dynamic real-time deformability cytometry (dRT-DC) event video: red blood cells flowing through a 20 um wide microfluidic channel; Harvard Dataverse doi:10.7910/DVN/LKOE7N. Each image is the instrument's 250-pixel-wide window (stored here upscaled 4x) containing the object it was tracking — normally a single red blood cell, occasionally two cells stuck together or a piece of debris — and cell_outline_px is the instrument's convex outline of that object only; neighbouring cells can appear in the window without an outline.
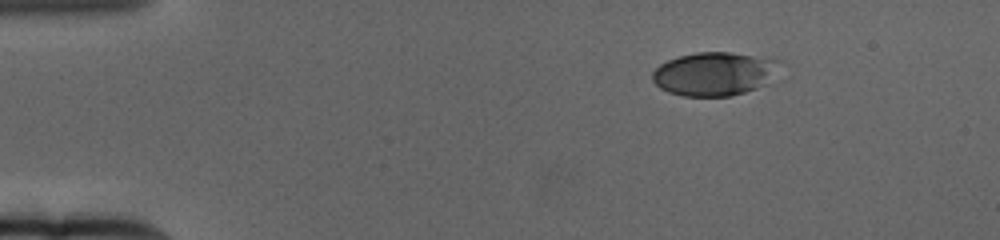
{"species": "human", "species_latin": "Homo sapiens", "temperature_condition": "cold", "stored_images_in_passage": 57, "camera_frame_rate_fps": 3000, "um_per_image_px": 0.085, "donor": {"sex": "female"}, "frame": {"image": 1, "passage_image": 1, "time_ms": 0.0, "image_size_px": [1000, 240], "cell_outline_px": [[784, 60], [764, 84], [756, 88], [744, 92], [728, 96], [684, 96], [668, 92], [660, 88], [652, 80], [652, 72], [660, 64], [668, 60], [680, 56], [696, 52], [728, 52]], "centroid_in_image_um": [60.68, 6.27], "position_along_channel_um": 24.3, "area_um2": 32.02}}
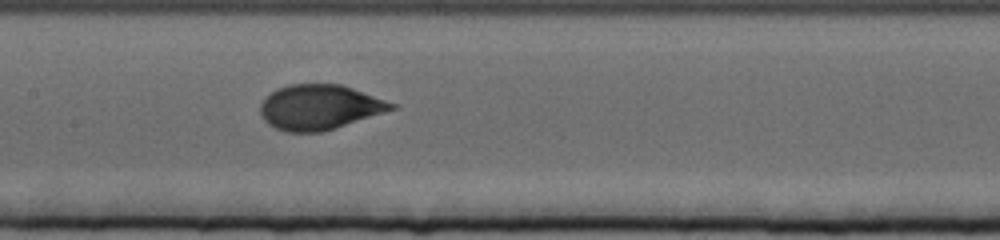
{"frame": {"image": 2, "passage_image": 24, "time_ms": 7.667, "image_size_px": [1000, 240], "cell_outline_px": [[396, 108], [320, 132], [284, 132], [268, 124], [264, 120], [260, 112], [260, 104], [276, 88], [288, 84], [340, 84], [352, 88], [396, 104]], "centroid_in_image_um": [27.1, 9.1], "position_along_channel_um": 180.3, "area_um2": 33.81}}
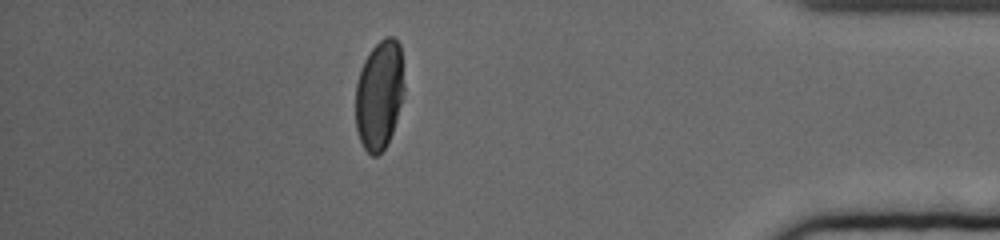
{"frame": {"image": 3, "passage_image": 49, "time_ms": 16.0, "image_size_px": [1000, 240], "cell_outline_px": [[404, 88], [396, 120], [392, 132], [384, 148], [376, 156], [372, 156], [364, 148], [360, 140], [356, 128], [356, 84], [364, 60], [368, 52], [384, 36], [392, 36], [400, 44], [404, 84]], "centroid_in_image_um": [32.23, 8.03], "position_along_channel_um": 403.0, "area_um2": 30.75}, "authors_computed_cell_mechanics": {"area_um2": 34.2754, "velocity_mm_per_s": 3.1165, "shape_relaxation_time_tau1_ms": 4.0095, "shape_relaxation_time_tau2_ms": null, "deformation_change_tau1": 0.1705, "deformation_change_tau2": null}}